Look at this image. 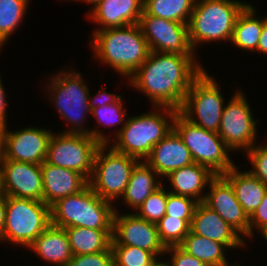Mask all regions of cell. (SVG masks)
I'll return each mask as SVG.
<instances>
[{
  "label": "cell",
  "mask_w": 267,
  "mask_h": 266,
  "mask_svg": "<svg viewBox=\"0 0 267 266\" xmlns=\"http://www.w3.org/2000/svg\"><path fill=\"white\" fill-rule=\"evenodd\" d=\"M196 54L151 51L146 61L127 78L128 86L146 95L152 107L180 110L186 92L205 69Z\"/></svg>",
  "instance_id": "cell-1"
},
{
  "label": "cell",
  "mask_w": 267,
  "mask_h": 266,
  "mask_svg": "<svg viewBox=\"0 0 267 266\" xmlns=\"http://www.w3.org/2000/svg\"><path fill=\"white\" fill-rule=\"evenodd\" d=\"M91 37L93 58L123 79L129 78L151 52L139 23L92 31Z\"/></svg>",
  "instance_id": "cell-2"
},
{
  "label": "cell",
  "mask_w": 267,
  "mask_h": 266,
  "mask_svg": "<svg viewBox=\"0 0 267 266\" xmlns=\"http://www.w3.org/2000/svg\"><path fill=\"white\" fill-rule=\"evenodd\" d=\"M70 68V69H67ZM63 67L44 80V91L55 107L60 118L67 123L63 133H80L90 135V126L85 125L91 115L89 105L90 88L82 78L83 74L73 67Z\"/></svg>",
  "instance_id": "cell-3"
},
{
  "label": "cell",
  "mask_w": 267,
  "mask_h": 266,
  "mask_svg": "<svg viewBox=\"0 0 267 266\" xmlns=\"http://www.w3.org/2000/svg\"><path fill=\"white\" fill-rule=\"evenodd\" d=\"M178 112L169 107H154L150 112L128 116L125 126L108 144L119 153L144 161L153 147L173 130Z\"/></svg>",
  "instance_id": "cell-4"
},
{
  "label": "cell",
  "mask_w": 267,
  "mask_h": 266,
  "mask_svg": "<svg viewBox=\"0 0 267 266\" xmlns=\"http://www.w3.org/2000/svg\"><path fill=\"white\" fill-rule=\"evenodd\" d=\"M250 2L241 0H196L188 22V37L197 55L200 45L231 41L238 15ZM218 41V42H217Z\"/></svg>",
  "instance_id": "cell-5"
},
{
  "label": "cell",
  "mask_w": 267,
  "mask_h": 266,
  "mask_svg": "<svg viewBox=\"0 0 267 266\" xmlns=\"http://www.w3.org/2000/svg\"><path fill=\"white\" fill-rule=\"evenodd\" d=\"M50 213L51 224L59 228L113 230L115 205L103 200L88 185L78 194L58 199L50 206Z\"/></svg>",
  "instance_id": "cell-6"
},
{
  "label": "cell",
  "mask_w": 267,
  "mask_h": 266,
  "mask_svg": "<svg viewBox=\"0 0 267 266\" xmlns=\"http://www.w3.org/2000/svg\"><path fill=\"white\" fill-rule=\"evenodd\" d=\"M50 224V206L43 201L6 196L5 226L0 243L27 249Z\"/></svg>",
  "instance_id": "cell-7"
},
{
  "label": "cell",
  "mask_w": 267,
  "mask_h": 266,
  "mask_svg": "<svg viewBox=\"0 0 267 266\" xmlns=\"http://www.w3.org/2000/svg\"><path fill=\"white\" fill-rule=\"evenodd\" d=\"M207 71L204 69L194 79L179 113L190 123L218 133L226 100L220 81Z\"/></svg>",
  "instance_id": "cell-8"
},
{
  "label": "cell",
  "mask_w": 267,
  "mask_h": 266,
  "mask_svg": "<svg viewBox=\"0 0 267 266\" xmlns=\"http://www.w3.org/2000/svg\"><path fill=\"white\" fill-rule=\"evenodd\" d=\"M138 162L134 157L115 151L109 144H102L95 155L89 186L103 200L119 204L115 205V211H118V200L123 196Z\"/></svg>",
  "instance_id": "cell-9"
},
{
  "label": "cell",
  "mask_w": 267,
  "mask_h": 266,
  "mask_svg": "<svg viewBox=\"0 0 267 266\" xmlns=\"http://www.w3.org/2000/svg\"><path fill=\"white\" fill-rule=\"evenodd\" d=\"M173 129L189 149L195 163L208 167L214 174L223 175L236 165L231 150L218 133L205 130L190 123L179 112Z\"/></svg>",
  "instance_id": "cell-10"
},
{
  "label": "cell",
  "mask_w": 267,
  "mask_h": 266,
  "mask_svg": "<svg viewBox=\"0 0 267 266\" xmlns=\"http://www.w3.org/2000/svg\"><path fill=\"white\" fill-rule=\"evenodd\" d=\"M235 90L225 103L218 135L232 153L242 151L245 154L258 142L259 121L253 117L246 93L239 87Z\"/></svg>",
  "instance_id": "cell-11"
},
{
  "label": "cell",
  "mask_w": 267,
  "mask_h": 266,
  "mask_svg": "<svg viewBox=\"0 0 267 266\" xmlns=\"http://www.w3.org/2000/svg\"><path fill=\"white\" fill-rule=\"evenodd\" d=\"M101 145L88 134L53 132L45 161L81 173L89 181Z\"/></svg>",
  "instance_id": "cell-12"
},
{
  "label": "cell",
  "mask_w": 267,
  "mask_h": 266,
  "mask_svg": "<svg viewBox=\"0 0 267 266\" xmlns=\"http://www.w3.org/2000/svg\"><path fill=\"white\" fill-rule=\"evenodd\" d=\"M3 132V150L0 159L41 165L47 156L48 144L54 131L28 125L18 130Z\"/></svg>",
  "instance_id": "cell-13"
},
{
  "label": "cell",
  "mask_w": 267,
  "mask_h": 266,
  "mask_svg": "<svg viewBox=\"0 0 267 266\" xmlns=\"http://www.w3.org/2000/svg\"><path fill=\"white\" fill-rule=\"evenodd\" d=\"M115 211L111 245H127L152 252L158 259L166 247L160 241L157 224L138 217L134 212Z\"/></svg>",
  "instance_id": "cell-14"
},
{
  "label": "cell",
  "mask_w": 267,
  "mask_h": 266,
  "mask_svg": "<svg viewBox=\"0 0 267 266\" xmlns=\"http://www.w3.org/2000/svg\"><path fill=\"white\" fill-rule=\"evenodd\" d=\"M139 25L150 51L172 54H196L189 42L188 25L142 12Z\"/></svg>",
  "instance_id": "cell-15"
},
{
  "label": "cell",
  "mask_w": 267,
  "mask_h": 266,
  "mask_svg": "<svg viewBox=\"0 0 267 266\" xmlns=\"http://www.w3.org/2000/svg\"><path fill=\"white\" fill-rule=\"evenodd\" d=\"M203 203L215 211L245 241L247 238L250 240L249 217L235 197L231 183L223 175H216L210 181Z\"/></svg>",
  "instance_id": "cell-16"
},
{
  "label": "cell",
  "mask_w": 267,
  "mask_h": 266,
  "mask_svg": "<svg viewBox=\"0 0 267 266\" xmlns=\"http://www.w3.org/2000/svg\"><path fill=\"white\" fill-rule=\"evenodd\" d=\"M5 196L43 201L41 165L0 159Z\"/></svg>",
  "instance_id": "cell-17"
},
{
  "label": "cell",
  "mask_w": 267,
  "mask_h": 266,
  "mask_svg": "<svg viewBox=\"0 0 267 266\" xmlns=\"http://www.w3.org/2000/svg\"><path fill=\"white\" fill-rule=\"evenodd\" d=\"M190 231L198 236L224 244L228 250L244 249V238L203 202L195 208Z\"/></svg>",
  "instance_id": "cell-18"
},
{
  "label": "cell",
  "mask_w": 267,
  "mask_h": 266,
  "mask_svg": "<svg viewBox=\"0 0 267 266\" xmlns=\"http://www.w3.org/2000/svg\"><path fill=\"white\" fill-rule=\"evenodd\" d=\"M143 6L144 0H99L86 14L97 31L139 23Z\"/></svg>",
  "instance_id": "cell-19"
},
{
  "label": "cell",
  "mask_w": 267,
  "mask_h": 266,
  "mask_svg": "<svg viewBox=\"0 0 267 266\" xmlns=\"http://www.w3.org/2000/svg\"><path fill=\"white\" fill-rule=\"evenodd\" d=\"M144 161L161 178H165L174 170L194 163L189 149L174 129L153 147Z\"/></svg>",
  "instance_id": "cell-20"
},
{
  "label": "cell",
  "mask_w": 267,
  "mask_h": 266,
  "mask_svg": "<svg viewBox=\"0 0 267 266\" xmlns=\"http://www.w3.org/2000/svg\"><path fill=\"white\" fill-rule=\"evenodd\" d=\"M43 175V202L51 206L58 199L78 194L89 181L76 171L54 166L46 161L41 164Z\"/></svg>",
  "instance_id": "cell-21"
},
{
  "label": "cell",
  "mask_w": 267,
  "mask_h": 266,
  "mask_svg": "<svg viewBox=\"0 0 267 266\" xmlns=\"http://www.w3.org/2000/svg\"><path fill=\"white\" fill-rule=\"evenodd\" d=\"M216 176L208 167L192 163L169 173L165 179L170 182L166 189L170 193L188 196L198 202H203L210 181ZM171 189V190H170ZM206 189V190H205Z\"/></svg>",
  "instance_id": "cell-22"
},
{
  "label": "cell",
  "mask_w": 267,
  "mask_h": 266,
  "mask_svg": "<svg viewBox=\"0 0 267 266\" xmlns=\"http://www.w3.org/2000/svg\"><path fill=\"white\" fill-rule=\"evenodd\" d=\"M29 248V249H28ZM36 257L53 266H67L73 257L64 228L50 224L28 247Z\"/></svg>",
  "instance_id": "cell-23"
},
{
  "label": "cell",
  "mask_w": 267,
  "mask_h": 266,
  "mask_svg": "<svg viewBox=\"0 0 267 266\" xmlns=\"http://www.w3.org/2000/svg\"><path fill=\"white\" fill-rule=\"evenodd\" d=\"M162 185L163 178L145 161H139L132 170L126 190L120 198L121 202L130 208L127 211L135 212Z\"/></svg>",
  "instance_id": "cell-24"
},
{
  "label": "cell",
  "mask_w": 267,
  "mask_h": 266,
  "mask_svg": "<svg viewBox=\"0 0 267 266\" xmlns=\"http://www.w3.org/2000/svg\"><path fill=\"white\" fill-rule=\"evenodd\" d=\"M237 164L223 176L231 183L235 197L244 212L250 217L267 192V186L256 178L249 170H239Z\"/></svg>",
  "instance_id": "cell-25"
},
{
  "label": "cell",
  "mask_w": 267,
  "mask_h": 266,
  "mask_svg": "<svg viewBox=\"0 0 267 266\" xmlns=\"http://www.w3.org/2000/svg\"><path fill=\"white\" fill-rule=\"evenodd\" d=\"M255 5H247L238 15L230 44L240 51L257 52L264 17L257 16Z\"/></svg>",
  "instance_id": "cell-26"
},
{
  "label": "cell",
  "mask_w": 267,
  "mask_h": 266,
  "mask_svg": "<svg viewBox=\"0 0 267 266\" xmlns=\"http://www.w3.org/2000/svg\"><path fill=\"white\" fill-rule=\"evenodd\" d=\"M64 229L73 255L101 253L111 247L113 230H97L84 227Z\"/></svg>",
  "instance_id": "cell-27"
},
{
  "label": "cell",
  "mask_w": 267,
  "mask_h": 266,
  "mask_svg": "<svg viewBox=\"0 0 267 266\" xmlns=\"http://www.w3.org/2000/svg\"><path fill=\"white\" fill-rule=\"evenodd\" d=\"M123 97L121 96L116 102L112 104H105L104 106H99L91 110V115L93 119L97 122V127L90 128V136L96 140H98L101 144H108L111 142L112 137L116 136L120 130L125 126L128 113L126 107L124 108ZM121 124V125H120ZM121 126L117 127V126ZM112 126L117 131H112L113 134L110 136L106 134V130L100 129L101 127H110ZM118 128V129H117ZM111 138V139H110Z\"/></svg>",
  "instance_id": "cell-28"
},
{
  "label": "cell",
  "mask_w": 267,
  "mask_h": 266,
  "mask_svg": "<svg viewBox=\"0 0 267 266\" xmlns=\"http://www.w3.org/2000/svg\"><path fill=\"white\" fill-rule=\"evenodd\" d=\"M179 246L208 266H224L230 263L227 259L229 250L224 244L198 236L191 231Z\"/></svg>",
  "instance_id": "cell-29"
},
{
  "label": "cell",
  "mask_w": 267,
  "mask_h": 266,
  "mask_svg": "<svg viewBox=\"0 0 267 266\" xmlns=\"http://www.w3.org/2000/svg\"><path fill=\"white\" fill-rule=\"evenodd\" d=\"M31 0H0V52L26 19Z\"/></svg>",
  "instance_id": "cell-30"
},
{
  "label": "cell",
  "mask_w": 267,
  "mask_h": 266,
  "mask_svg": "<svg viewBox=\"0 0 267 266\" xmlns=\"http://www.w3.org/2000/svg\"><path fill=\"white\" fill-rule=\"evenodd\" d=\"M196 0H144L143 10L151 16L188 24Z\"/></svg>",
  "instance_id": "cell-31"
},
{
  "label": "cell",
  "mask_w": 267,
  "mask_h": 266,
  "mask_svg": "<svg viewBox=\"0 0 267 266\" xmlns=\"http://www.w3.org/2000/svg\"><path fill=\"white\" fill-rule=\"evenodd\" d=\"M114 266H152L159 259L152 253L127 245H111Z\"/></svg>",
  "instance_id": "cell-32"
},
{
  "label": "cell",
  "mask_w": 267,
  "mask_h": 266,
  "mask_svg": "<svg viewBox=\"0 0 267 266\" xmlns=\"http://www.w3.org/2000/svg\"><path fill=\"white\" fill-rule=\"evenodd\" d=\"M160 241L165 247L179 246L190 231V225L184 220L165 215L158 223Z\"/></svg>",
  "instance_id": "cell-33"
},
{
  "label": "cell",
  "mask_w": 267,
  "mask_h": 266,
  "mask_svg": "<svg viewBox=\"0 0 267 266\" xmlns=\"http://www.w3.org/2000/svg\"><path fill=\"white\" fill-rule=\"evenodd\" d=\"M166 204L167 189L163 182V185L155 190L134 213L148 222L157 224L165 216Z\"/></svg>",
  "instance_id": "cell-34"
},
{
  "label": "cell",
  "mask_w": 267,
  "mask_h": 266,
  "mask_svg": "<svg viewBox=\"0 0 267 266\" xmlns=\"http://www.w3.org/2000/svg\"><path fill=\"white\" fill-rule=\"evenodd\" d=\"M198 203L191 197L175 195L167 190L165 215L184 219L190 225Z\"/></svg>",
  "instance_id": "cell-35"
},
{
  "label": "cell",
  "mask_w": 267,
  "mask_h": 266,
  "mask_svg": "<svg viewBox=\"0 0 267 266\" xmlns=\"http://www.w3.org/2000/svg\"><path fill=\"white\" fill-rule=\"evenodd\" d=\"M252 169L249 171L267 186V142L256 143L245 154Z\"/></svg>",
  "instance_id": "cell-36"
},
{
  "label": "cell",
  "mask_w": 267,
  "mask_h": 266,
  "mask_svg": "<svg viewBox=\"0 0 267 266\" xmlns=\"http://www.w3.org/2000/svg\"><path fill=\"white\" fill-rule=\"evenodd\" d=\"M67 266H114L111 247L104 252L95 254L73 255Z\"/></svg>",
  "instance_id": "cell-37"
},
{
  "label": "cell",
  "mask_w": 267,
  "mask_h": 266,
  "mask_svg": "<svg viewBox=\"0 0 267 266\" xmlns=\"http://www.w3.org/2000/svg\"><path fill=\"white\" fill-rule=\"evenodd\" d=\"M170 255V259L165 260L167 266H208L206 263L193 257L184 251L180 246L166 247L165 254Z\"/></svg>",
  "instance_id": "cell-38"
},
{
  "label": "cell",
  "mask_w": 267,
  "mask_h": 266,
  "mask_svg": "<svg viewBox=\"0 0 267 266\" xmlns=\"http://www.w3.org/2000/svg\"><path fill=\"white\" fill-rule=\"evenodd\" d=\"M250 222V241L255 237V230L261 234L267 229V192L255 212L249 217Z\"/></svg>",
  "instance_id": "cell-39"
},
{
  "label": "cell",
  "mask_w": 267,
  "mask_h": 266,
  "mask_svg": "<svg viewBox=\"0 0 267 266\" xmlns=\"http://www.w3.org/2000/svg\"><path fill=\"white\" fill-rule=\"evenodd\" d=\"M121 96V94H116L112 92H108L106 89H100L98 90L96 94L89 93V105L91 110L99 107V106H104L105 104H112L116 102Z\"/></svg>",
  "instance_id": "cell-40"
},
{
  "label": "cell",
  "mask_w": 267,
  "mask_h": 266,
  "mask_svg": "<svg viewBox=\"0 0 267 266\" xmlns=\"http://www.w3.org/2000/svg\"><path fill=\"white\" fill-rule=\"evenodd\" d=\"M1 75H0V123H2L4 126H6L7 123V107L10 105V103L7 100V93L6 88L4 87L2 83Z\"/></svg>",
  "instance_id": "cell-41"
},
{
  "label": "cell",
  "mask_w": 267,
  "mask_h": 266,
  "mask_svg": "<svg viewBox=\"0 0 267 266\" xmlns=\"http://www.w3.org/2000/svg\"><path fill=\"white\" fill-rule=\"evenodd\" d=\"M258 53H261L265 56L267 55V16L264 17L263 28L257 46V54Z\"/></svg>",
  "instance_id": "cell-42"
},
{
  "label": "cell",
  "mask_w": 267,
  "mask_h": 266,
  "mask_svg": "<svg viewBox=\"0 0 267 266\" xmlns=\"http://www.w3.org/2000/svg\"><path fill=\"white\" fill-rule=\"evenodd\" d=\"M5 217H6V196L0 195V237L3 234V229L5 226Z\"/></svg>",
  "instance_id": "cell-43"
},
{
  "label": "cell",
  "mask_w": 267,
  "mask_h": 266,
  "mask_svg": "<svg viewBox=\"0 0 267 266\" xmlns=\"http://www.w3.org/2000/svg\"><path fill=\"white\" fill-rule=\"evenodd\" d=\"M5 126L0 123V157L2 155V150H3V132H4Z\"/></svg>",
  "instance_id": "cell-44"
},
{
  "label": "cell",
  "mask_w": 267,
  "mask_h": 266,
  "mask_svg": "<svg viewBox=\"0 0 267 266\" xmlns=\"http://www.w3.org/2000/svg\"><path fill=\"white\" fill-rule=\"evenodd\" d=\"M64 1H68V2H70V1H72V2H74V1H76V2H84V3H87V4H90V6L92 7L93 5H95L99 0H64Z\"/></svg>",
  "instance_id": "cell-45"
},
{
  "label": "cell",
  "mask_w": 267,
  "mask_h": 266,
  "mask_svg": "<svg viewBox=\"0 0 267 266\" xmlns=\"http://www.w3.org/2000/svg\"><path fill=\"white\" fill-rule=\"evenodd\" d=\"M152 266H167L165 260L162 258V259H159L154 265Z\"/></svg>",
  "instance_id": "cell-46"
},
{
  "label": "cell",
  "mask_w": 267,
  "mask_h": 266,
  "mask_svg": "<svg viewBox=\"0 0 267 266\" xmlns=\"http://www.w3.org/2000/svg\"><path fill=\"white\" fill-rule=\"evenodd\" d=\"M0 195H3L1 166H0Z\"/></svg>",
  "instance_id": "cell-47"
},
{
  "label": "cell",
  "mask_w": 267,
  "mask_h": 266,
  "mask_svg": "<svg viewBox=\"0 0 267 266\" xmlns=\"http://www.w3.org/2000/svg\"><path fill=\"white\" fill-rule=\"evenodd\" d=\"M261 236L263 237L262 239L267 242V229L261 233Z\"/></svg>",
  "instance_id": "cell-48"
},
{
  "label": "cell",
  "mask_w": 267,
  "mask_h": 266,
  "mask_svg": "<svg viewBox=\"0 0 267 266\" xmlns=\"http://www.w3.org/2000/svg\"><path fill=\"white\" fill-rule=\"evenodd\" d=\"M235 263H229V264H227V265H224V266H242V265H240L239 264V262L237 261H234Z\"/></svg>",
  "instance_id": "cell-49"
}]
</instances>
